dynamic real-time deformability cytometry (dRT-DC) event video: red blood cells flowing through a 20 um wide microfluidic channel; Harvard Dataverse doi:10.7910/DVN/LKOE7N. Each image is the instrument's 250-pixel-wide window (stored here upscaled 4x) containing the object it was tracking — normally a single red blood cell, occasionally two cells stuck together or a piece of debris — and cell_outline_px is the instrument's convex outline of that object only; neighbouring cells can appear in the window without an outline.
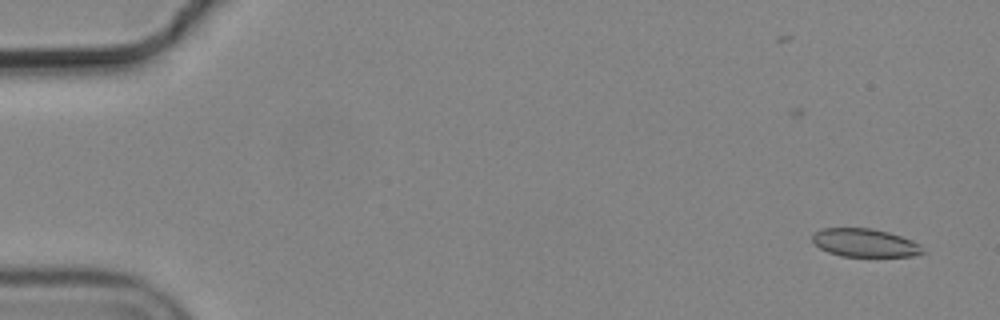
{"species": "common noctule bat (a hibernating species)", "species_latin": "Nyctalus noctula", "temperature_condition": "cold", "stored_images_in_passage": 56, "camera_frame_rate_fps": 3000, "um_per_image_px": 0.085, "animal": {"sex": "male", "body_mass_g": 19.2, "forearm_length_mm": 51.8}, "frame": {"image": 1, "passage_image": 2, "time_ms": 0.333, "image_size_px": [1000, 320], "cell_outline_px": [[928, 252], [912, 256], [840, 256], [828, 252], [820, 248], [812, 240], [812, 236], [820, 228], [872, 228], [888, 232], [912, 240], [920, 244]], "centroid_in_image_um": [73.55, 20.64], "position_along_channel_um": 11.5, "area_um2": 18.21}}
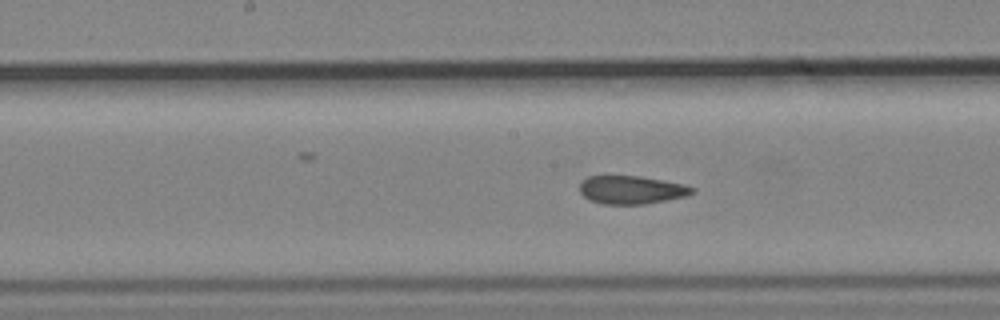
{"frame": {"image": 2, "passage_image": 28, "time_ms": 9.0, "image_size_px": [1000, 320], "cell_outline_px": [[696, 188], [692, 192], [684, 196], [644, 204], [604, 204], [592, 200], [584, 196], [580, 192], [580, 180], [588, 176], [640, 176], [684, 184]], "centroid_in_image_um": [53.64, 16.12], "position_along_channel_um": 194.6, "area_um2": 18.26}}
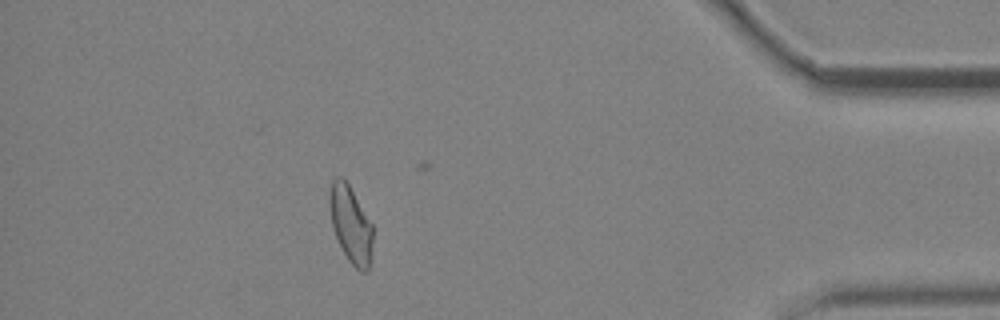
{"frame": {"image": 3, "passage_image": 49, "time_ms": 16.0, "image_size_px": [1000, 320], "cell_outline_px": [[372, 244], [368, 268], [364, 272], [360, 272], [348, 260], [332, 228], [328, 204], [328, 196], [332, 180], [336, 176], [340, 176], [348, 184], [372, 224]], "centroid_in_image_um": [29.77, 19.04], "position_along_channel_um": 405.4, "area_um2": 19.13}, "authors_computed_cell_mechanics": {"area_um2": 19.4786, "velocity_mm_per_s": 3.6762, "shape_relaxation_time_tau1_ms": null, "shape_relaxation_time_tau2_ms": 2.2262, "deformation_change_tau1": null, "deformation_change_tau2": 0.0614}}